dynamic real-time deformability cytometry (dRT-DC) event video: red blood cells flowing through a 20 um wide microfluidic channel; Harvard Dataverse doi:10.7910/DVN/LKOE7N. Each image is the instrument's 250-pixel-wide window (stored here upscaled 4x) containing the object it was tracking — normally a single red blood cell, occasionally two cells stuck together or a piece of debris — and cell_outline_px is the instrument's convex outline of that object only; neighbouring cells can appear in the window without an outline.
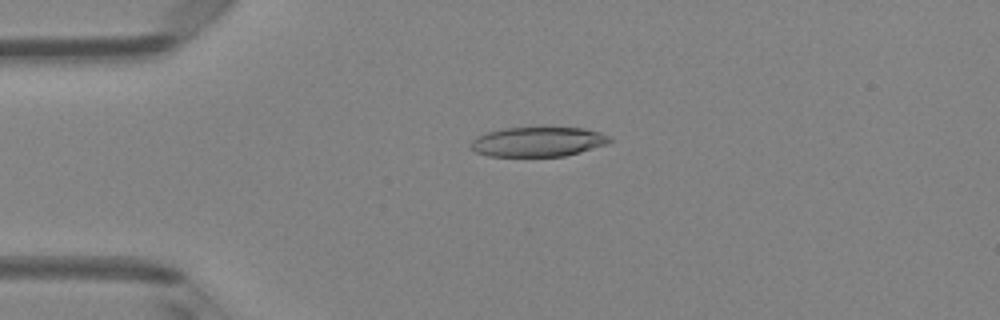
{"species": "Egyptian fruit bat (a non-hibernating species)", "species_latin": "Rousettus aegyptiacus", "temperature_condition": "room temperature", "stored_images_in_passage": 5, "camera_frame_rate_fps": 3000, "um_per_image_px": 0.085, "animal": {"sex": "female"}, "frame": {"image": 1, "passage_image": 4, "time_ms": 1.0, "image_size_px": [1000, 320], "cell_outline_px": [[612, 140], [604, 144], [580, 152], [564, 156], [488, 156], [476, 152], [472, 148], [472, 140], [476, 136], [488, 132], [504, 128], [584, 128], [600, 132], [608, 136]], "centroid_in_image_um": [45.7, 12.05], "position_along_channel_um": 39.3, "area_um2": 23.64}}